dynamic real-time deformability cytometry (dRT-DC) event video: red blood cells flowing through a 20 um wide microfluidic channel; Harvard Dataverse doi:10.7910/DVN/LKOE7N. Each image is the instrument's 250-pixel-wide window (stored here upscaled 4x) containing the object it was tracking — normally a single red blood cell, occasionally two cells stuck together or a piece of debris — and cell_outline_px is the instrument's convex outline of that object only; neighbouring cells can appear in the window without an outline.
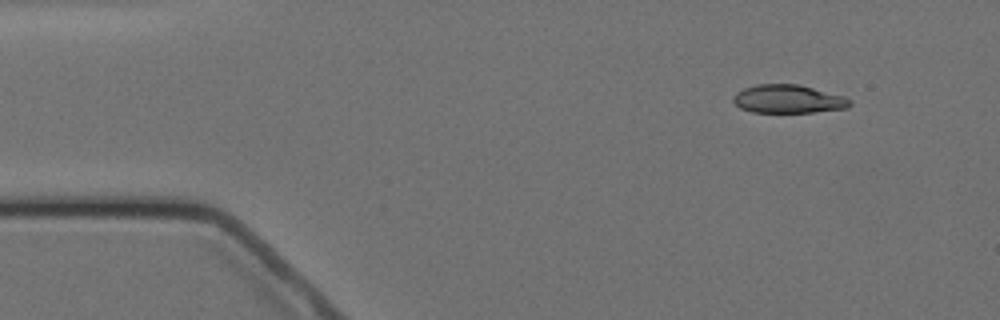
{"species": "Egyptian fruit bat (a non-hibernating species)", "species_latin": "Rousettus aegyptiacus", "temperature_condition": "cold", "stored_images_in_passage": 3, "camera_frame_rate_fps": 3000, "um_per_image_px": 0.085, "animal": {"sex": "female"}, "frame": {"image": 1, "passage_image": 1, "time_ms": 0.0, "image_size_px": [1000, 320], "cell_outline_px": [[852, 104], [848, 108], [812, 112], [752, 112], [740, 108], [732, 100], [732, 96], [736, 92], [744, 88], [756, 84], [796, 84], [844, 96], [852, 100]], "centroid_in_image_um": [66.98, 8.42], "position_along_channel_um": 18.0, "area_um2": 19.25}}
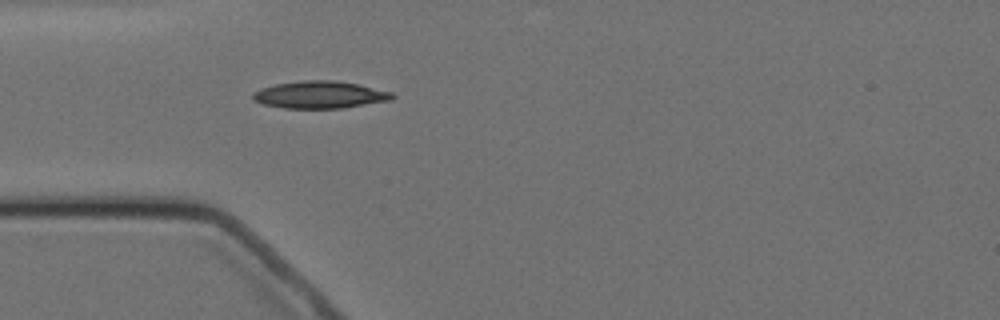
{"frame": {"image": 2, "passage_image": 3, "time_ms": 3.333, "image_size_px": [1000, 320], "cell_outline_px": [[396, 96], [392, 100], [340, 108], [284, 108], [264, 104], [252, 100], [252, 92], [260, 88], [276, 84], [304, 80], [336, 80], [360, 84], [392, 92]], "centroid_in_image_um": [27.19, 8.04], "position_along_channel_um": 57.8, "area_um2": 22.25}}